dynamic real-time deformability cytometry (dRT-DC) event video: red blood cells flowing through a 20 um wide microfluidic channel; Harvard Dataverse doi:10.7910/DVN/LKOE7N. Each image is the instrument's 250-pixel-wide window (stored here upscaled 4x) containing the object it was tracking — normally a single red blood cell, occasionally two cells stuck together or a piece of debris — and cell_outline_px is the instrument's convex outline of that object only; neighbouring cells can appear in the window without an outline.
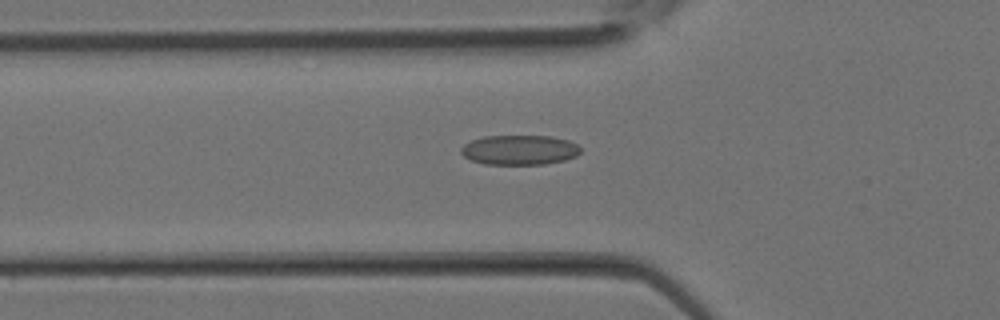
{"species": "Egyptian fruit bat (a non-hibernating species)", "species_latin": "Rousettus aegyptiacus", "temperature_condition": "room temperature", "stored_images_in_passage": 32, "camera_frame_rate_fps": 3000, "um_per_image_px": 0.085, "animal": {"sex": "female"}, "frame": {"image": 1, "passage_image": 11, "time_ms": 3.333, "image_size_px": [1000, 320], "cell_outline_px": [[580, 152], [576, 156], [564, 160], [544, 164], [484, 164], [472, 160], [464, 156], [460, 152], [460, 148], [464, 144], [472, 140], [484, 136], [552, 136], [568, 140], [576, 144], [580, 148]], "centroid_in_image_um": [44.14, 12.74], "position_along_channel_um": 81.7, "area_um2": 20.69}}
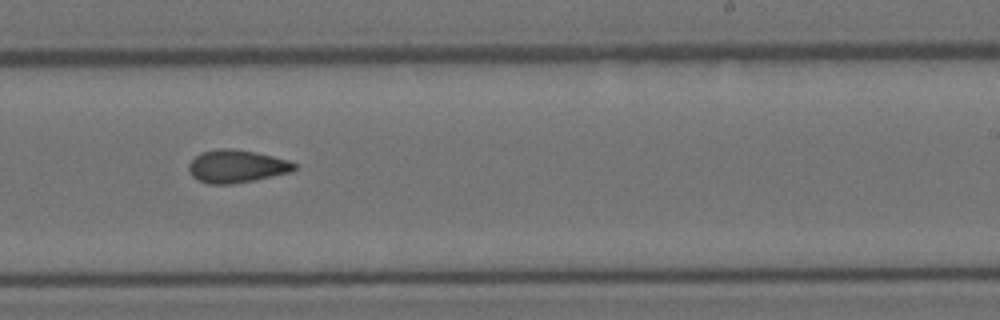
{"frame": {"image": 2, "passage_image": 20, "time_ms": 6.333, "image_size_px": [1000, 320], "cell_outline_px": [[296, 168], [292, 172], [232, 184], [208, 184], [192, 176], [188, 172], [188, 164], [200, 152], [216, 148], [232, 148], [272, 156], [288, 160], [296, 164]], "centroid_in_image_um": [20.08, 14.13], "position_along_channel_um": 268.9, "area_um2": 20.11}}
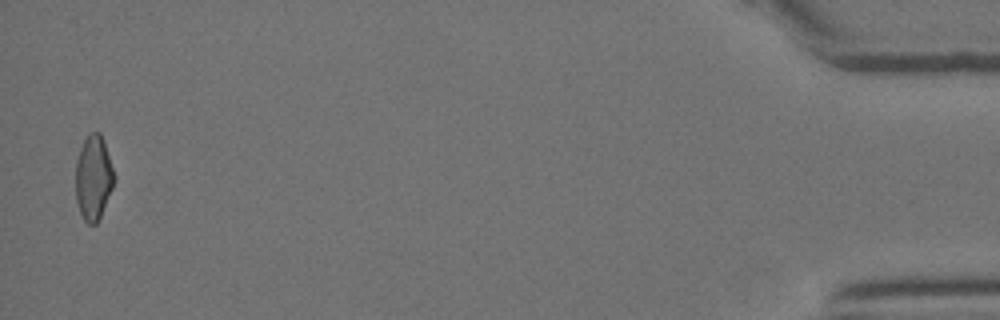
{"frame": {"image": 3, "passage_image": 32, "time_ms": 10.333, "image_size_px": [1000, 320], "cell_outline_px": [[116, 176], [112, 188], [100, 216], [96, 224], [88, 224], [84, 220], [80, 212], [76, 200], [76, 160], [80, 148], [88, 132], [100, 132], [104, 140]], "centroid_in_image_um": [7.95, 15.06], "position_along_channel_um": 427.3, "area_um2": 19.07}}